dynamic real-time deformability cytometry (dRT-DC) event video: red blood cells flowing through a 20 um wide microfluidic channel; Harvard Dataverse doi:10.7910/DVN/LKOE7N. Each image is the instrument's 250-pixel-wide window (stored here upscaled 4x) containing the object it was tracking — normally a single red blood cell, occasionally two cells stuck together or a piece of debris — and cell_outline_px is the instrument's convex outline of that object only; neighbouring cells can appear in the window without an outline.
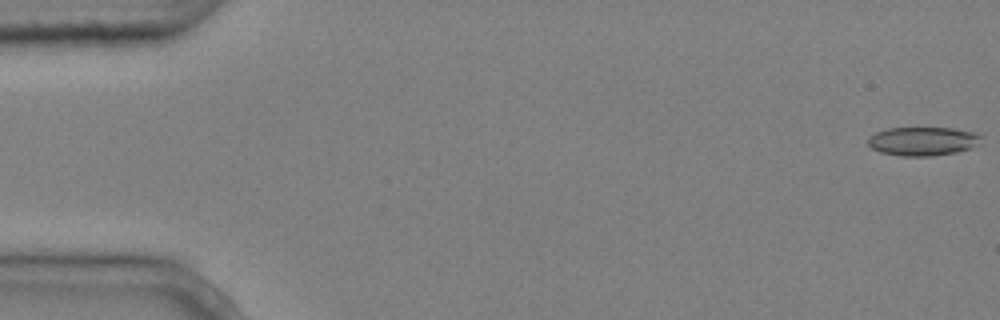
{"species": "common noctule bat (a hibernating species)", "species_latin": "Nyctalus noctula", "temperature_condition": "cold", "stored_images_in_passage": 6, "camera_frame_rate_fps": 3000, "um_per_image_px": 0.085, "animal": {"sex": "male", "body_mass_g": 20.4}, "frame": {"image": 1, "passage_image": 1, "time_ms": 0.0, "image_size_px": [1000, 320], "cell_outline_px": [[984, 136], [980, 144], [972, 148], [956, 152], [932, 156], [900, 156], [880, 152], [872, 148], [868, 144], [868, 136], [876, 132], [888, 128], [952, 128], [980, 132]], "centroid_in_image_um": [78.51, 12.0], "position_along_channel_um": 6.5, "area_um2": 19.36}}
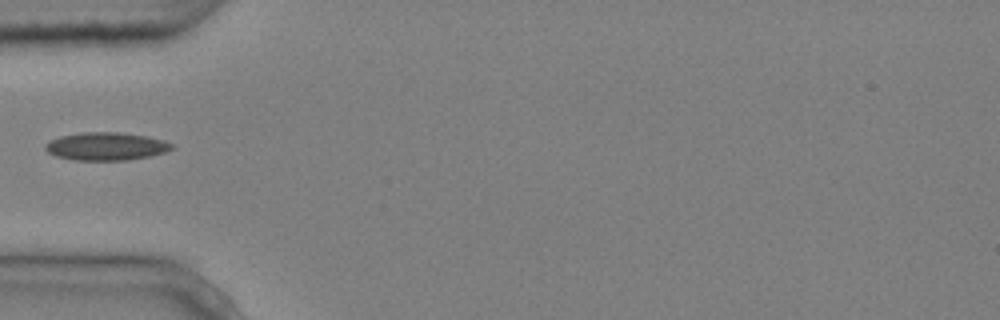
{"frame": {"image": 2, "passage_image": 5, "time_ms": 1.333, "image_size_px": [1000, 320], "cell_outline_px": [[176, 148], [164, 152], [148, 156], [128, 160], [76, 160], [56, 156], [48, 152], [44, 148], [44, 144], [48, 140], [60, 136], [80, 132], [116, 132], [148, 136], [164, 140], [172, 144]], "centroid_in_image_um": [9.0, 12.43], "position_along_channel_um": 76.0, "area_um2": 20.69}}
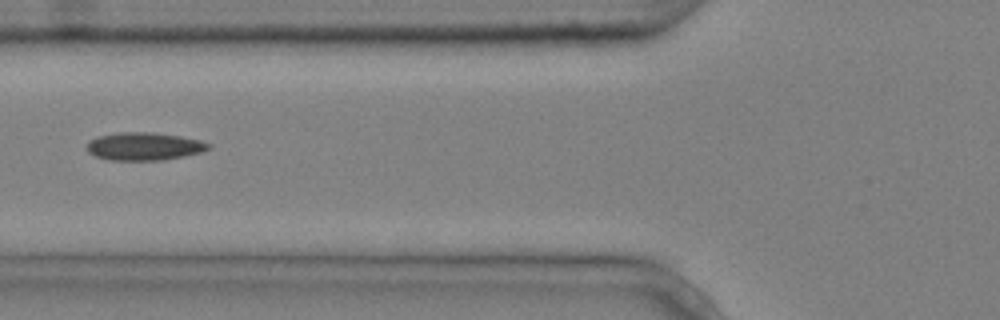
{"frame": {"image": 3, "passage_image": 6, "time_ms": 1.667, "image_size_px": [1000, 320], "cell_outline_px": [[212, 148], [200, 152], [184, 156], [164, 160], [108, 160], [96, 156], [88, 152], [88, 140], [100, 136], [120, 132], [152, 132], [180, 136], [200, 140], [212, 144]], "centroid_in_image_um": [12.28, 12.44], "position_along_channel_um": 113.5, "area_um2": 19.77}}